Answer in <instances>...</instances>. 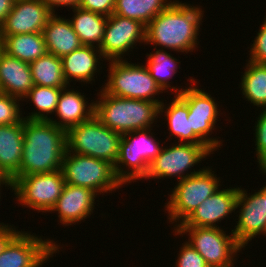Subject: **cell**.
Listing matches in <instances>:
<instances>
[{
    "instance_id": "6da1fadb",
    "label": "cell",
    "mask_w": 266,
    "mask_h": 267,
    "mask_svg": "<svg viewBox=\"0 0 266 267\" xmlns=\"http://www.w3.org/2000/svg\"><path fill=\"white\" fill-rule=\"evenodd\" d=\"M203 12L198 6L175 0L146 25L145 44H153L155 49L159 46L186 54L193 52L198 48Z\"/></svg>"
},
{
    "instance_id": "7a4b0ae2",
    "label": "cell",
    "mask_w": 266,
    "mask_h": 267,
    "mask_svg": "<svg viewBox=\"0 0 266 267\" xmlns=\"http://www.w3.org/2000/svg\"><path fill=\"white\" fill-rule=\"evenodd\" d=\"M24 142L19 172L11 179L60 170L66 152V132L54 123L24 119Z\"/></svg>"
},
{
    "instance_id": "3957f363",
    "label": "cell",
    "mask_w": 266,
    "mask_h": 267,
    "mask_svg": "<svg viewBox=\"0 0 266 267\" xmlns=\"http://www.w3.org/2000/svg\"><path fill=\"white\" fill-rule=\"evenodd\" d=\"M94 101V116L105 126L121 135L153 128L159 116L160 104L148 100L121 98L99 90Z\"/></svg>"
},
{
    "instance_id": "277c9868",
    "label": "cell",
    "mask_w": 266,
    "mask_h": 267,
    "mask_svg": "<svg viewBox=\"0 0 266 267\" xmlns=\"http://www.w3.org/2000/svg\"><path fill=\"white\" fill-rule=\"evenodd\" d=\"M151 130L153 129H140L122 135L120 152L114 169L123 185L140 179L144 180L150 164L159 155L163 144L161 145L159 140L156 141ZM125 167L128 170H124Z\"/></svg>"
},
{
    "instance_id": "5b68a950",
    "label": "cell",
    "mask_w": 266,
    "mask_h": 267,
    "mask_svg": "<svg viewBox=\"0 0 266 267\" xmlns=\"http://www.w3.org/2000/svg\"><path fill=\"white\" fill-rule=\"evenodd\" d=\"M122 135L102 124L94 115L66 131V151L105 160L115 165Z\"/></svg>"
},
{
    "instance_id": "8992f818",
    "label": "cell",
    "mask_w": 266,
    "mask_h": 267,
    "mask_svg": "<svg viewBox=\"0 0 266 267\" xmlns=\"http://www.w3.org/2000/svg\"><path fill=\"white\" fill-rule=\"evenodd\" d=\"M108 67V80L101 88L106 94L121 98L148 100L157 104L163 102L155 97L156 94L163 93V90L145 65L128 63L125 58V60L109 61Z\"/></svg>"
},
{
    "instance_id": "52a82bcc",
    "label": "cell",
    "mask_w": 266,
    "mask_h": 267,
    "mask_svg": "<svg viewBox=\"0 0 266 267\" xmlns=\"http://www.w3.org/2000/svg\"><path fill=\"white\" fill-rule=\"evenodd\" d=\"M61 170L65 184L89 188L97 195L112 193L123 186L113 164L91 156L66 151Z\"/></svg>"
},
{
    "instance_id": "ba28073f",
    "label": "cell",
    "mask_w": 266,
    "mask_h": 267,
    "mask_svg": "<svg viewBox=\"0 0 266 267\" xmlns=\"http://www.w3.org/2000/svg\"><path fill=\"white\" fill-rule=\"evenodd\" d=\"M212 171V166L205 167L201 172L186 177L177 182L169 195V201L165 204V210L169 213V221L178 227L201 203L213 195L221 186V177H217Z\"/></svg>"
},
{
    "instance_id": "9c48e42d",
    "label": "cell",
    "mask_w": 266,
    "mask_h": 267,
    "mask_svg": "<svg viewBox=\"0 0 266 267\" xmlns=\"http://www.w3.org/2000/svg\"><path fill=\"white\" fill-rule=\"evenodd\" d=\"M175 231V232H174ZM173 235H187L188 241L204 258L210 267L234 266L237 253L243 247L237 242L234 234H226L224 229L210 227H175Z\"/></svg>"
},
{
    "instance_id": "30bf717a",
    "label": "cell",
    "mask_w": 266,
    "mask_h": 267,
    "mask_svg": "<svg viewBox=\"0 0 266 267\" xmlns=\"http://www.w3.org/2000/svg\"><path fill=\"white\" fill-rule=\"evenodd\" d=\"M195 85L188 88H179L172 86L171 92H175L188 106V118H190V130L214 153L221 148L219 138H212L210 135L215 130V125L220 116L218 103L205 90L199 89L193 77L189 78ZM192 86V87H191ZM219 147V148H218Z\"/></svg>"
},
{
    "instance_id": "8fae6325",
    "label": "cell",
    "mask_w": 266,
    "mask_h": 267,
    "mask_svg": "<svg viewBox=\"0 0 266 267\" xmlns=\"http://www.w3.org/2000/svg\"><path fill=\"white\" fill-rule=\"evenodd\" d=\"M211 154L213 152L206 145L175 143L172 146H164L159 155L150 164L148 174L144 180L177 176V181H180L201 172L205 167L197 171L193 169L194 171L192 172L191 168L204 161L203 159Z\"/></svg>"
},
{
    "instance_id": "7c38bea8",
    "label": "cell",
    "mask_w": 266,
    "mask_h": 267,
    "mask_svg": "<svg viewBox=\"0 0 266 267\" xmlns=\"http://www.w3.org/2000/svg\"><path fill=\"white\" fill-rule=\"evenodd\" d=\"M65 180L62 170L29 174L12 183V191L20 205L42 212H50L62 195Z\"/></svg>"
},
{
    "instance_id": "4fadbf2b",
    "label": "cell",
    "mask_w": 266,
    "mask_h": 267,
    "mask_svg": "<svg viewBox=\"0 0 266 267\" xmlns=\"http://www.w3.org/2000/svg\"><path fill=\"white\" fill-rule=\"evenodd\" d=\"M60 245L53 240L20 231L0 254V267H42L59 253Z\"/></svg>"
},
{
    "instance_id": "5bb4252c",
    "label": "cell",
    "mask_w": 266,
    "mask_h": 267,
    "mask_svg": "<svg viewBox=\"0 0 266 267\" xmlns=\"http://www.w3.org/2000/svg\"><path fill=\"white\" fill-rule=\"evenodd\" d=\"M145 31L146 26L140 21L111 14L107 18L103 40L98 48L103 59L107 62L123 60L124 54L132 51L137 43L145 44Z\"/></svg>"
},
{
    "instance_id": "9a60e30c",
    "label": "cell",
    "mask_w": 266,
    "mask_h": 267,
    "mask_svg": "<svg viewBox=\"0 0 266 267\" xmlns=\"http://www.w3.org/2000/svg\"><path fill=\"white\" fill-rule=\"evenodd\" d=\"M238 208V221L232 233L244 248L254 237L266 236V198L259 191L248 195L240 186L236 205V209Z\"/></svg>"
},
{
    "instance_id": "2e32d148",
    "label": "cell",
    "mask_w": 266,
    "mask_h": 267,
    "mask_svg": "<svg viewBox=\"0 0 266 267\" xmlns=\"http://www.w3.org/2000/svg\"><path fill=\"white\" fill-rule=\"evenodd\" d=\"M53 14L42 0H15L0 26V42L7 35L42 32Z\"/></svg>"
},
{
    "instance_id": "e0dca14e",
    "label": "cell",
    "mask_w": 266,
    "mask_h": 267,
    "mask_svg": "<svg viewBox=\"0 0 266 267\" xmlns=\"http://www.w3.org/2000/svg\"><path fill=\"white\" fill-rule=\"evenodd\" d=\"M239 187L218 189L205 199L188 218L178 227H210L217 228L228 214L236 211ZM217 222V223H216Z\"/></svg>"
},
{
    "instance_id": "ac0fdd59",
    "label": "cell",
    "mask_w": 266,
    "mask_h": 267,
    "mask_svg": "<svg viewBox=\"0 0 266 267\" xmlns=\"http://www.w3.org/2000/svg\"><path fill=\"white\" fill-rule=\"evenodd\" d=\"M97 194L89 188L65 184L51 212L57 211L60 223L75 225L93 214Z\"/></svg>"
},
{
    "instance_id": "d6986e66",
    "label": "cell",
    "mask_w": 266,
    "mask_h": 267,
    "mask_svg": "<svg viewBox=\"0 0 266 267\" xmlns=\"http://www.w3.org/2000/svg\"><path fill=\"white\" fill-rule=\"evenodd\" d=\"M33 86L29 63L11 57L0 49V93L24 101Z\"/></svg>"
},
{
    "instance_id": "ffe728a7",
    "label": "cell",
    "mask_w": 266,
    "mask_h": 267,
    "mask_svg": "<svg viewBox=\"0 0 266 267\" xmlns=\"http://www.w3.org/2000/svg\"><path fill=\"white\" fill-rule=\"evenodd\" d=\"M71 85L62 88L59 96L58 104L55 110V116L59 118L53 120L50 118V122L54 123L65 132L87 120L94 115V102L88 103L85 95H81V92L74 88L69 89ZM68 88V89H67Z\"/></svg>"
},
{
    "instance_id": "44dd1931",
    "label": "cell",
    "mask_w": 266,
    "mask_h": 267,
    "mask_svg": "<svg viewBox=\"0 0 266 267\" xmlns=\"http://www.w3.org/2000/svg\"><path fill=\"white\" fill-rule=\"evenodd\" d=\"M101 51L94 46L82 45L79 49L61 58L63 75L68 85L71 81L90 83L95 81V73L99 72L98 63L102 60ZM99 69V70H98ZM74 79V80H73ZM79 80V81H78Z\"/></svg>"
},
{
    "instance_id": "7402d4cb",
    "label": "cell",
    "mask_w": 266,
    "mask_h": 267,
    "mask_svg": "<svg viewBox=\"0 0 266 267\" xmlns=\"http://www.w3.org/2000/svg\"><path fill=\"white\" fill-rule=\"evenodd\" d=\"M24 120L17 124L0 125V169L11 180L20 170Z\"/></svg>"
},
{
    "instance_id": "603a6c76",
    "label": "cell",
    "mask_w": 266,
    "mask_h": 267,
    "mask_svg": "<svg viewBox=\"0 0 266 267\" xmlns=\"http://www.w3.org/2000/svg\"><path fill=\"white\" fill-rule=\"evenodd\" d=\"M57 15L54 13L49 18L42 34L47 52L62 58L72 51L79 49L82 44L73 30L70 19H64V17L62 18Z\"/></svg>"
},
{
    "instance_id": "cb8c5ba5",
    "label": "cell",
    "mask_w": 266,
    "mask_h": 267,
    "mask_svg": "<svg viewBox=\"0 0 266 267\" xmlns=\"http://www.w3.org/2000/svg\"><path fill=\"white\" fill-rule=\"evenodd\" d=\"M163 112L165 113L164 117L166 116L168 122L169 134L170 136L178 138V143L205 145L193 131L190 130L188 106L178 95H175L174 99H172V102L169 104L165 105L164 102L160 104L159 115H163Z\"/></svg>"
},
{
    "instance_id": "d4e9b609",
    "label": "cell",
    "mask_w": 266,
    "mask_h": 267,
    "mask_svg": "<svg viewBox=\"0 0 266 267\" xmlns=\"http://www.w3.org/2000/svg\"><path fill=\"white\" fill-rule=\"evenodd\" d=\"M1 49L11 57L31 63L47 53L42 32L7 35Z\"/></svg>"
},
{
    "instance_id": "484cf974",
    "label": "cell",
    "mask_w": 266,
    "mask_h": 267,
    "mask_svg": "<svg viewBox=\"0 0 266 267\" xmlns=\"http://www.w3.org/2000/svg\"><path fill=\"white\" fill-rule=\"evenodd\" d=\"M72 11L74 16L70 18V22L81 44L99 48L103 40L108 17L80 7L73 8Z\"/></svg>"
},
{
    "instance_id": "4316f807",
    "label": "cell",
    "mask_w": 266,
    "mask_h": 267,
    "mask_svg": "<svg viewBox=\"0 0 266 267\" xmlns=\"http://www.w3.org/2000/svg\"><path fill=\"white\" fill-rule=\"evenodd\" d=\"M34 85L54 88L68 86L64 75L60 57L46 53L37 60L29 63Z\"/></svg>"
},
{
    "instance_id": "83f0119b",
    "label": "cell",
    "mask_w": 266,
    "mask_h": 267,
    "mask_svg": "<svg viewBox=\"0 0 266 267\" xmlns=\"http://www.w3.org/2000/svg\"><path fill=\"white\" fill-rule=\"evenodd\" d=\"M169 0H115L113 14L140 21L145 26L173 2Z\"/></svg>"
},
{
    "instance_id": "f1b7e54d",
    "label": "cell",
    "mask_w": 266,
    "mask_h": 267,
    "mask_svg": "<svg viewBox=\"0 0 266 267\" xmlns=\"http://www.w3.org/2000/svg\"><path fill=\"white\" fill-rule=\"evenodd\" d=\"M244 71L240 83L243 98L254 106L266 108V65L248 59Z\"/></svg>"
},
{
    "instance_id": "f546056e",
    "label": "cell",
    "mask_w": 266,
    "mask_h": 267,
    "mask_svg": "<svg viewBox=\"0 0 266 267\" xmlns=\"http://www.w3.org/2000/svg\"><path fill=\"white\" fill-rule=\"evenodd\" d=\"M154 52L146 54L148 60L145 66L156 83L165 92L171 87V82L169 80L177 73V63L180 61L174 58L170 53H167L165 49L156 48V51L154 49Z\"/></svg>"
},
{
    "instance_id": "4dcf8cb0",
    "label": "cell",
    "mask_w": 266,
    "mask_h": 267,
    "mask_svg": "<svg viewBox=\"0 0 266 267\" xmlns=\"http://www.w3.org/2000/svg\"><path fill=\"white\" fill-rule=\"evenodd\" d=\"M61 91L62 88L34 85L24 100H31L30 102L35 105V108H37L38 111L36 110L35 112L34 110L29 113V116L24 117V119L42 121L50 120V115L55 113Z\"/></svg>"
},
{
    "instance_id": "1f68e13d",
    "label": "cell",
    "mask_w": 266,
    "mask_h": 267,
    "mask_svg": "<svg viewBox=\"0 0 266 267\" xmlns=\"http://www.w3.org/2000/svg\"><path fill=\"white\" fill-rule=\"evenodd\" d=\"M20 101L11 95L0 93V125L17 124L24 120Z\"/></svg>"
},
{
    "instance_id": "d6a6232c",
    "label": "cell",
    "mask_w": 266,
    "mask_h": 267,
    "mask_svg": "<svg viewBox=\"0 0 266 267\" xmlns=\"http://www.w3.org/2000/svg\"><path fill=\"white\" fill-rule=\"evenodd\" d=\"M255 124V150L260 170H266V108L259 113Z\"/></svg>"
},
{
    "instance_id": "836d02e7",
    "label": "cell",
    "mask_w": 266,
    "mask_h": 267,
    "mask_svg": "<svg viewBox=\"0 0 266 267\" xmlns=\"http://www.w3.org/2000/svg\"><path fill=\"white\" fill-rule=\"evenodd\" d=\"M180 250L175 267H210L200 253L189 243H182Z\"/></svg>"
},
{
    "instance_id": "e575fe53",
    "label": "cell",
    "mask_w": 266,
    "mask_h": 267,
    "mask_svg": "<svg viewBox=\"0 0 266 267\" xmlns=\"http://www.w3.org/2000/svg\"><path fill=\"white\" fill-rule=\"evenodd\" d=\"M250 46V61L266 65V17Z\"/></svg>"
},
{
    "instance_id": "d590c367",
    "label": "cell",
    "mask_w": 266,
    "mask_h": 267,
    "mask_svg": "<svg viewBox=\"0 0 266 267\" xmlns=\"http://www.w3.org/2000/svg\"><path fill=\"white\" fill-rule=\"evenodd\" d=\"M79 7L109 17L114 12L115 0H80Z\"/></svg>"
},
{
    "instance_id": "8d00e7d4",
    "label": "cell",
    "mask_w": 266,
    "mask_h": 267,
    "mask_svg": "<svg viewBox=\"0 0 266 267\" xmlns=\"http://www.w3.org/2000/svg\"><path fill=\"white\" fill-rule=\"evenodd\" d=\"M11 225H0V254L4 251L8 243L20 232Z\"/></svg>"
},
{
    "instance_id": "74e56055",
    "label": "cell",
    "mask_w": 266,
    "mask_h": 267,
    "mask_svg": "<svg viewBox=\"0 0 266 267\" xmlns=\"http://www.w3.org/2000/svg\"><path fill=\"white\" fill-rule=\"evenodd\" d=\"M54 13L57 7H79L80 0H42Z\"/></svg>"
},
{
    "instance_id": "f35d334b",
    "label": "cell",
    "mask_w": 266,
    "mask_h": 267,
    "mask_svg": "<svg viewBox=\"0 0 266 267\" xmlns=\"http://www.w3.org/2000/svg\"><path fill=\"white\" fill-rule=\"evenodd\" d=\"M15 0H0V26L6 20L7 15L12 10Z\"/></svg>"
},
{
    "instance_id": "ab89813d",
    "label": "cell",
    "mask_w": 266,
    "mask_h": 267,
    "mask_svg": "<svg viewBox=\"0 0 266 267\" xmlns=\"http://www.w3.org/2000/svg\"><path fill=\"white\" fill-rule=\"evenodd\" d=\"M0 185H5V187H9L12 190V182L6 176V174L0 169Z\"/></svg>"
},
{
    "instance_id": "60d3db41",
    "label": "cell",
    "mask_w": 266,
    "mask_h": 267,
    "mask_svg": "<svg viewBox=\"0 0 266 267\" xmlns=\"http://www.w3.org/2000/svg\"><path fill=\"white\" fill-rule=\"evenodd\" d=\"M261 172L264 174H266V170H261ZM265 198H266V185L263 186V188H260V190H258Z\"/></svg>"
},
{
    "instance_id": "b9f144b4",
    "label": "cell",
    "mask_w": 266,
    "mask_h": 267,
    "mask_svg": "<svg viewBox=\"0 0 266 267\" xmlns=\"http://www.w3.org/2000/svg\"><path fill=\"white\" fill-rule=\"evenodd\" d=\"M3 185H0V191H1V187H2ZM1 194V193H0ZM0 199H1V195H0ZM0 225H4V223L2 222V223H0Z\"/></svg>"
}]
</instances>
